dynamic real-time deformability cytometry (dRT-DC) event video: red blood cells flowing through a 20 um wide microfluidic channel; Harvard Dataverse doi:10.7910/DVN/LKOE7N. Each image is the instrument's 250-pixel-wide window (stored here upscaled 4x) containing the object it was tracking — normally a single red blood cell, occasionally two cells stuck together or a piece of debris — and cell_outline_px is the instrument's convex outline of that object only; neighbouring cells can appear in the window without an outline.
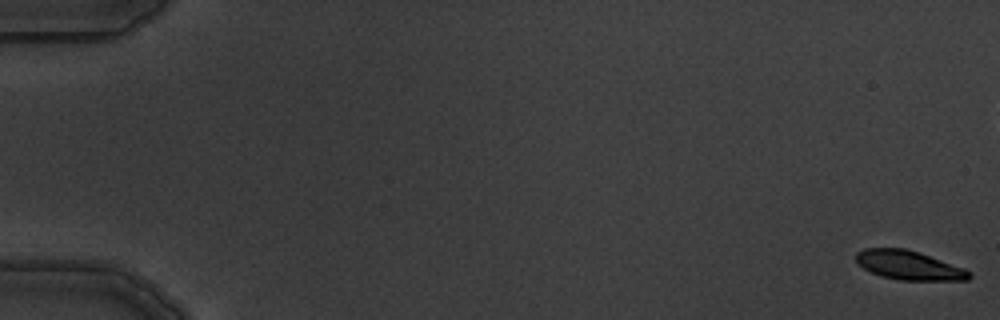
{"species": "common noctule bat (a hibernating species)", "species_latin": "Nyctalus noctula", "temperature_condition": "warm", "stored_images_in_passage": 5, "camera_frame_rate_fps": 3000, "um_per_image_px": 0.085, "animal": {"sex": "male", "body_mass_g": 19.5, "forearm_length_mm": 54.6}, "frame": {"image": 1, "passage_image": 1, "time_ms": 0.0, "image_size_px": [1000, 320], "cell_outline_px": [[972, 276], [968, 280], [900, 280], [880, 276], [856, 264], [856, 252], [864, 248], [904, 248], [964, 268]], "centroid_in_image_um": [77.19, 22.55], "position_along_channel_um": 7.8, "area_um2": 18.9}}